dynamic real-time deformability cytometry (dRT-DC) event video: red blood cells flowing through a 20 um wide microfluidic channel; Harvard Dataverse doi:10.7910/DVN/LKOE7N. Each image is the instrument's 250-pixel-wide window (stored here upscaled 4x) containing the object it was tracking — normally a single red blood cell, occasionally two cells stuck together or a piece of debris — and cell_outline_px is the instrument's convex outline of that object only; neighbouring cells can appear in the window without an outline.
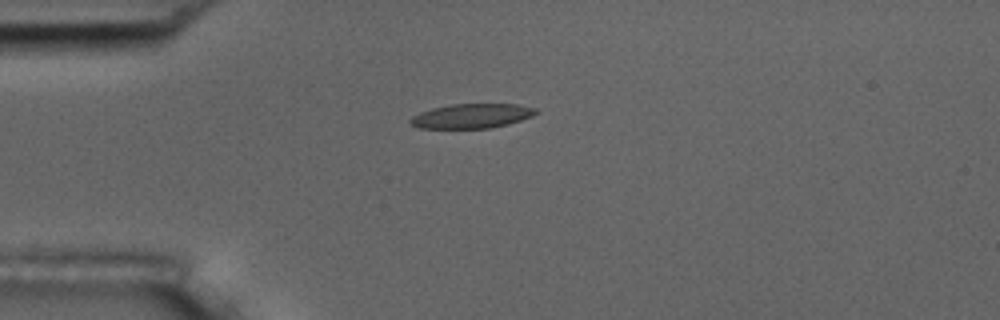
{"species": "common noctule bat (a hibernating species)", "species_latin": "Nyctalus noctula", "temperature_condition": "room temperature", "stored_images_in_passage": 3, "camera_frame_rate_fps": 3000, "um_per_image_px": 0.085, "animal": {"sex": "male", "body_mass_g": 17.5, "forearm_length_mm": 52.3}, "frame": {"image": 1, "passage_image": 1, "time_ms": 0.0, "image_size_px": [1000, 320], "cell_outline_px": [[540, 112], [532, 116], [508, 124], [488, 128], [420, 128], [408, 124], [408, 120], [412, 116], [420, 112], [432, 108], [452, 104], [516, 104], [536, 108]], "centroid_in_image_um": [40.07, 9.85], "position_along_channel_um": 44.9, "area_um2": 17.98}}
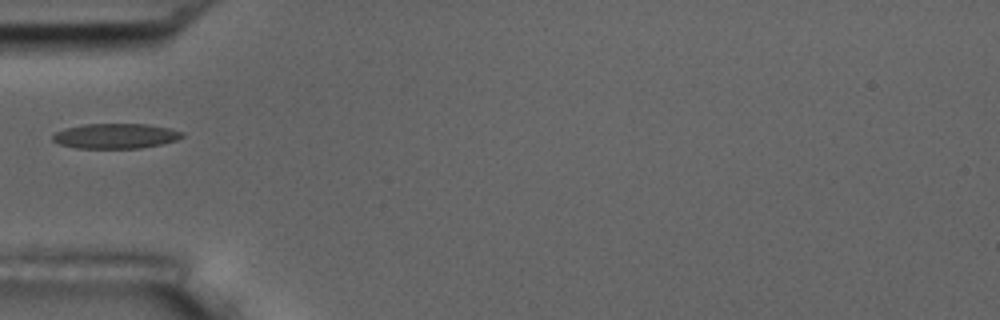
{"frame": {"image": 2, "passage_image": 2, "time_ms": 1.333, "image_size_px": [1000, 320], "cell_outline_px": [[184, 136], [176, 140], [160, 144], [140, 148], [76, 148], [60, 144], [52, 140], [52, 136], [56, 132], [64, 128], [84, 124], [148, 124], [168, 128], [184, 132]], "centroid_in_image_um": [9.81, 11.55], "position_along_channel_um": 75.2, "area_um2": 18.84}}